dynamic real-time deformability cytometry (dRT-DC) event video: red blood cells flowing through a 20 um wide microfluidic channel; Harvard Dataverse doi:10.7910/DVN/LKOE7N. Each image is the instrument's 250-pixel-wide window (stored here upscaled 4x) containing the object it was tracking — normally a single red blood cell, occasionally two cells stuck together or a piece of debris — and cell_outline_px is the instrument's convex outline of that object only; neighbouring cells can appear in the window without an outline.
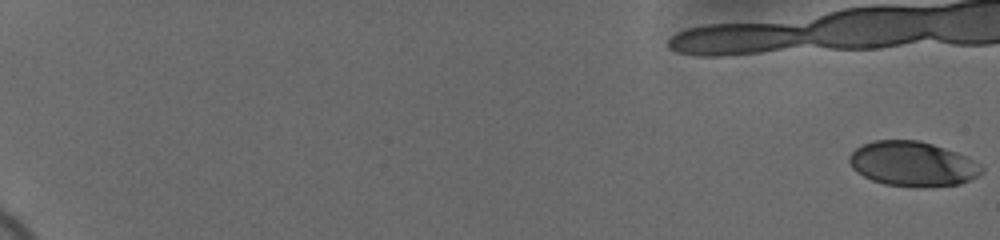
{"species": "human", "species_latin": "Homo sapiens", "temperature_condition": "cold", "stored_images_in_passage": 52, "camera_frame_rate_fps": 3000, "um_per_image_px": 0.085, "donor": {"sex": "female"}, "frame": {"image": 1, "passage_image": 1, "time_ms": 0.0, "image_size_px": [1000, 240], "cell_outline_px": [[984, 172], [960, 184], [924, 188], [920, 188], [884, 184], [872, 180], [856, 172], [852, 168], [848, 160], [848, 156], [856, 148], [872, 140], [920, 140], [968, 156], [984, 168]], "centroid_in_image_um": [77.57, 13.94], "position_along_channel_um": 7.4, "area_um2": 34.8}}